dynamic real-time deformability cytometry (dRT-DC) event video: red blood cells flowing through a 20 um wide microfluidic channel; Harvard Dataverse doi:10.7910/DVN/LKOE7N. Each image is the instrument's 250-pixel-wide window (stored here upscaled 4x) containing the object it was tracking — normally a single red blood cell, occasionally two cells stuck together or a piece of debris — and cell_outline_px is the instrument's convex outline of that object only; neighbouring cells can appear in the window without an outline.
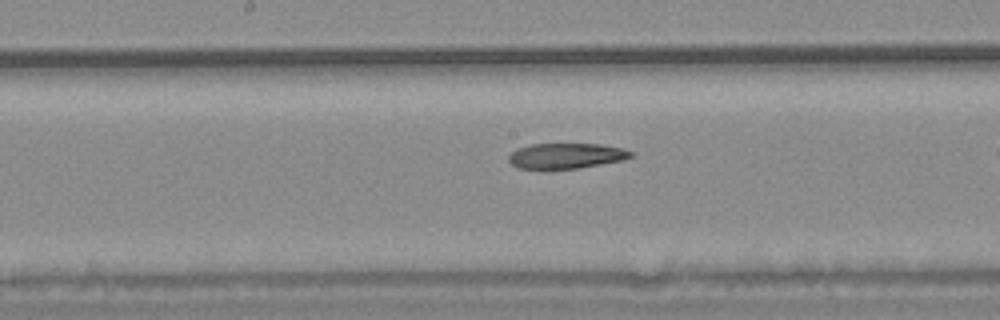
{"species": "common noctule bat (a hibernating species)", "species_latin": "Nyctalus noctula", "temperature_condition": "warm", "stored_images_in_passage": 27, "camera_frame_rate_fps": 3000, "um_per_image_px": 0.085, "animal": {"sex": "male", "body_mass_g": 20.4}, "frame": {"image": 1, "passage_image": 12, "time_ms": 3.667, "image_size_px": [1000, 320], "cell_outline_px": [[636, 156], [624, 160], [580, 168], [520, 168], [512, 164], [508, 160], [508, 156], [516, 148], [532, 144], [600, 144], [624, 148], [632, 152]], "centroid_in_image_um": [48.18, 13.23], "position_along_channel_um": 200.0, "area_um2": 18.09}}